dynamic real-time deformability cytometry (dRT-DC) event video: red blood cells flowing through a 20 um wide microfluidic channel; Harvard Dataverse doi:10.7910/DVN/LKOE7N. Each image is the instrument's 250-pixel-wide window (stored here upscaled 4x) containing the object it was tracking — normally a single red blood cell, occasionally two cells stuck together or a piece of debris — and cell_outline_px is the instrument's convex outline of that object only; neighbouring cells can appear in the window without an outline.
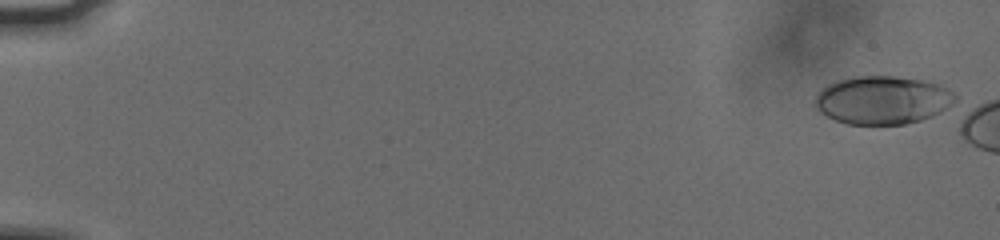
{"species": "human", "species_latin": "Homo sapiens", "temperature_condition": "cold", "stored_images_in_passage": 8, "camera_frame_rate_fps": 3000, "um_per_image_px": 0.085, "donor": {"sex": "male"}, "frame": {"image": 1, "passage_image": 4, "time_ms": 1.0, "image_size_px": [1000, 240], "cell_outline_px": [[920, 84], [916, 120], [900, 124], [852, 124], [840, 120], [824, 112], [820, 108], [820, 96], [828, 88], [836, 84], [848, 80], [908, 80]], "centroid_in_image_um": [74.14, 8.64], "position_along_channel_um": 10.9, "area_um2": 28.03}}